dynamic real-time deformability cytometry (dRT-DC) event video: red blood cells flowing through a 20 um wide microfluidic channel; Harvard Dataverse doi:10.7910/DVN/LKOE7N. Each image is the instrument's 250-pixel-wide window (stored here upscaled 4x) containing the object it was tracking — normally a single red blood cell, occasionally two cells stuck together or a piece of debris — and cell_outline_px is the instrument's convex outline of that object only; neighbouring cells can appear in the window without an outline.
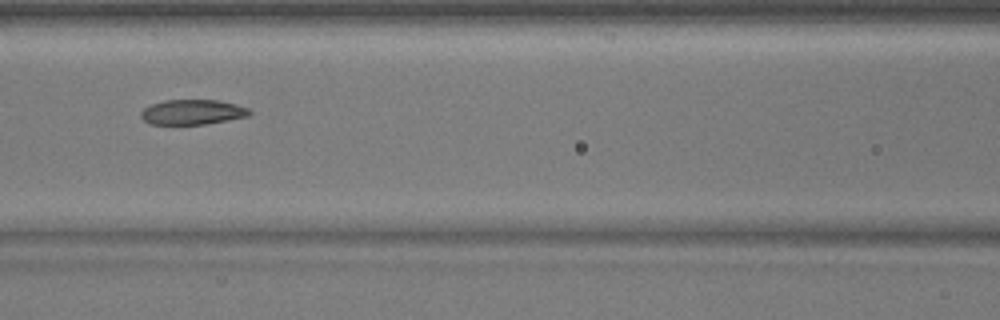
{"species": "common noctule bat (a hibernating species)", "species_latin": "Nyctalus noctula", "temperature_condition": "warm", "stored_images_in_passage": 40, "camera_frame_rate_fps": 3000, "um_per_image_px": 0.085, "animal": {"sex": "male", "body_mass_g": 17.9}, "frame": {"image": 1, "passage_image": 12, "time_ms": 3.667, "image_size_px": [1000, 320], "cell_outline_px": [[252, 112], [248, 116], [204, 124], [148, 124], [140, 116], [140, 112], [144, 108], [152, 104], [164, 100], [220, 100], [248, 108]], "centroid_in_image_um": [16.33, 9.52], "position_along_channel_um": 150.3, "area_um2": 15.72}}
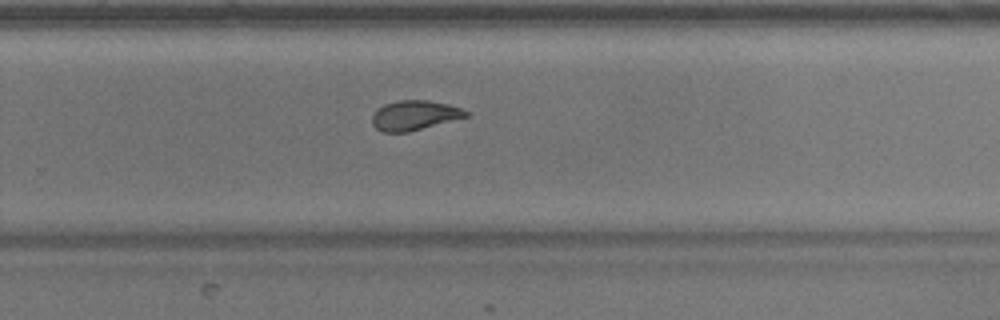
{"frame": {"image": 2, "passage_image": 23, "time_ms": 7.333, "image_size_px": [1000, 320], "cell_outline_px": [[468, 116], [408, 132], [380, 132], [372, 124], [372, 116], [376, 108], [384, 104], [400, 100], [428, 100], [448, 104], [460, 108], [468, 112]], "centroid_in_image_um": [35.18, 9.8], "position_along_channel_um": 294.6, "area_um2": 16.18}}